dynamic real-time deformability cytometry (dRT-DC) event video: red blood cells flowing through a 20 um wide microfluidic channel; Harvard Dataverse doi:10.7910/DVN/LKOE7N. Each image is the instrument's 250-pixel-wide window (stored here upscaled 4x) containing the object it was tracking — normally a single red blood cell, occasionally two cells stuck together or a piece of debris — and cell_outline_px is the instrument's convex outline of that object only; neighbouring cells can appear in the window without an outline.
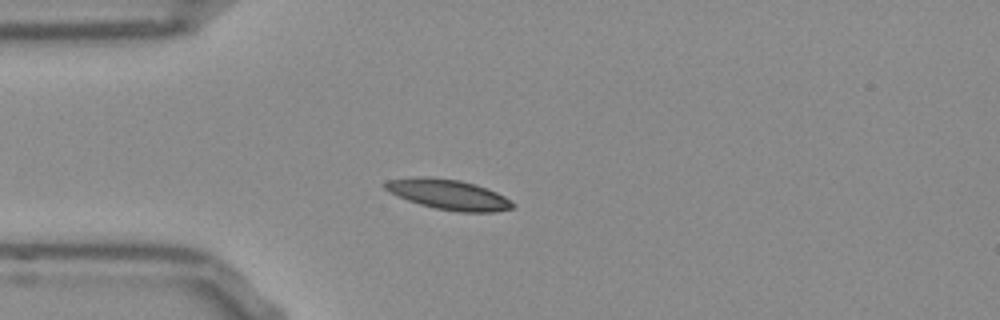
{"species": "Egyptian fruit bat (a non-hibernating species)", "species_latin": "Rousettus aegyptiacus", "temperature_condition": "room temperature", "stored_images_in_passage": 40, "camera_frame_rate_fps": 3000, "um_per_image_px": 0.085, "frame": {"image": 1, "passage_image": 1, "time_ms": 0.0, "image_size_px": [1000, 320], "cell_outline_px": [[516, 208], [496, 212], [460, 212], [436, 208], [420, 204], [396, 196], [388, 192], [380, 184], [388, 180], [412, 176], [428, 176], [460, 180], [476, 184], [496, 192], [504, 196], [516, 204]], "centroid_in_image_um": [38.1, 16.52], "position_along_channel_um": 46.9, "area_um2": 22.83}}
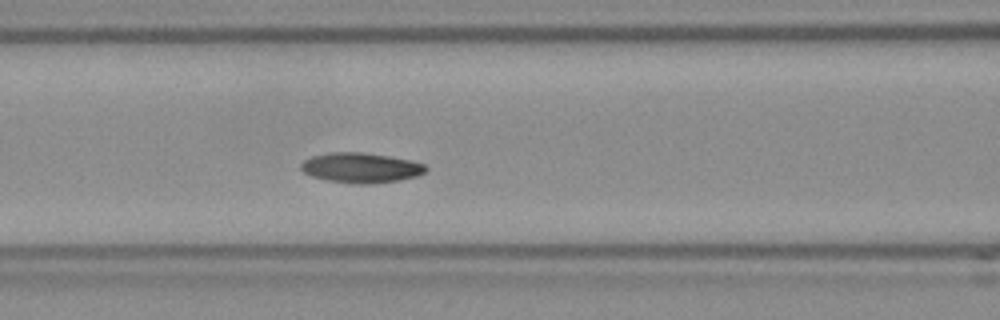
{"frame": {"image": 2, "passage_image": 9, "time_ms": 2.667, "image_size_px": [1000, 320], "cell_outline_px": [[428, 168], [424, 172], [416, 176], [400, 180], [372, 184], [356, 184], [328, 180], [312, 176], [304, 172], [300, 168], [300, 164], [304, 160], [312, 156], [332, 152], [360, 152], [388, 156], [412, 160], [424, 164]], "centroid_in_image_um": [30.68, 14.26], "position_along_channel_um": 135.9, "area_um2": 21.79}}
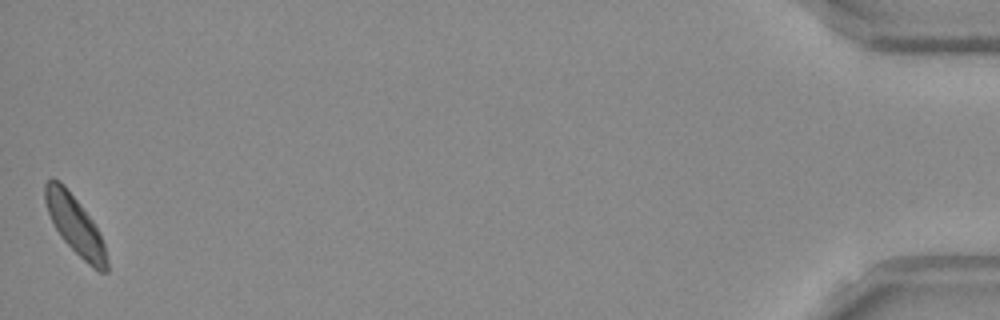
{"frame": {"image": 3, "passage_image": 40, "time_ms": 13.0, "image_size_px": [1000, 320], "cell_outline_px": [[108, 272], [100, 272], [92, 268], [60, 236], [48, 212], [44, 200], [44, 184], [48, 180], [60, 180], [64, 184], [80, 204], [92, 220], [104, 244], [108, 260]], "centroid_in_image_um": [6.38, 19.13], "position_along_channel_um": 428.8, "area_um2": 20.63}, "authors_computed_cell_mechanics": {"area_um2": 21.0103, "velocity_mm_per_s": 3.7955, "shape_relaxation_time_tau1_ms": 7.7902, "shape_relaxation_time_tau2_ms": null, "deformation_change_tau1": 0.1339, "deformation_change_tau2": null}}